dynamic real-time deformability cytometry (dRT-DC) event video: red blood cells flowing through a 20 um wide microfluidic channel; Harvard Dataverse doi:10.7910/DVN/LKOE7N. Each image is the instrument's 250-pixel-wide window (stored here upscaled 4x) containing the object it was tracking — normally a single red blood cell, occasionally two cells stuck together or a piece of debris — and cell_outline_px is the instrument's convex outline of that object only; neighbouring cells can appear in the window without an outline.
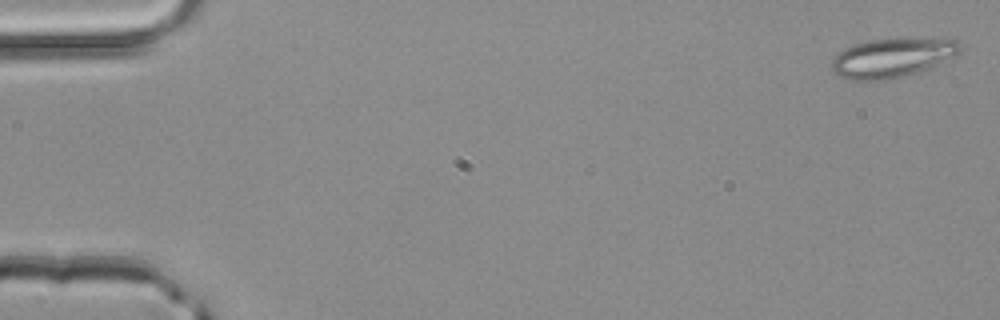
{"species": "common noctule bat (a hibernating species)", "species_latin": "Nyctalus noctula", "temperature_condition": "room temperature", "stored_images_in_passage": 16, "camera_frame_rate_fps": 3000, "um_per_image_px": 0.085, "animal": {"sex": "male", "body_mass_g": 20.4}, "frame": {"image": 1, "passage_image": 1, "time_ms": 0.0, "image_size_px": [1000, 320], "cell_outline_px": [[964, 48], [956, 56], [928, 68], [904, 76], [888, 80], [844, 80], [836, 76], [832, 72], [832, 60], [836, 52], [852, 44], [868, 40], [956, 36], [960, 40]], "centroid_in_image_um": [75.9, 4.87], "position_along_channel_um": 9.1, "area_um2": 30.58}}